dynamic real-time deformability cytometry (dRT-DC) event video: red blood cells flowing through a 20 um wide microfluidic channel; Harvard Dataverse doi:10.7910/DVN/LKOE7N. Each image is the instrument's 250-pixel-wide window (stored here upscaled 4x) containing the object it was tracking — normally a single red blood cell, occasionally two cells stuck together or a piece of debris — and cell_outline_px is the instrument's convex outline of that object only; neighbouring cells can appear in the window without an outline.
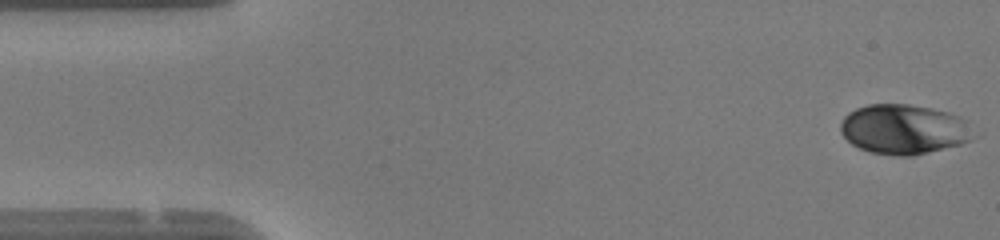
{"species": "human", "species_latin": "Homo sapiens", "temperature_condition": "warm", "stored_images_in_passage": 48, "camera_frame_rate_fps": 3000, "um_per_image_px": 0.085, "donor": {"sex": "female"}, "frame": {"image": 1, "passage_image": 1, "time_ms": 0.0, "image_size_px": [1000, 240], "cell_outline_px": [[968, 140], [960, 144], [912, 156], [892, 156], [872, 152], [860, 148], [852, 144], [840, 132], [840, 124], [844, 116], [848, 112], [856, 108], [868, 104], [908, 104], [948, 112], [960, 116], [968, 120]], "centroid_in_image_um": [76.75, 10.98], "position_along_channel_um": 8.3, "area_um2": 38.15}}
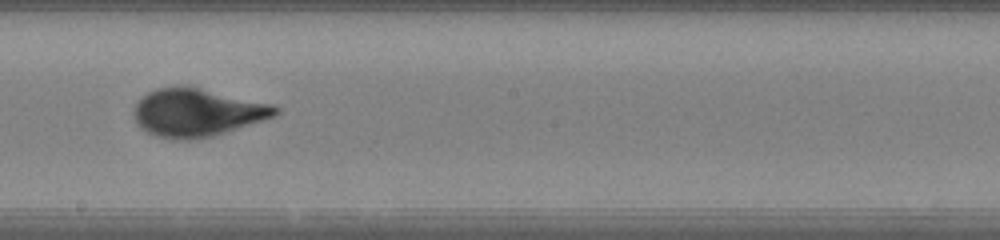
{"frame": {"image": 2, "passage_image": 26, "time_ms": 8.333, "image_size_px": [1000, 240], "cell_outline_px": [[280, 112], [276, 116], [200, 140], [172, 140], [156, 136], [140, 128], [136, 124], [132, 116], [132, 112], [136, 104], [148, 92], [156, 88], [184, 84], [276, 104], [280, 108]], "centroid_in_image_um": [16.76, 9.56], "position_along_channel_um": 231.4, "area_um2": 40.46}}
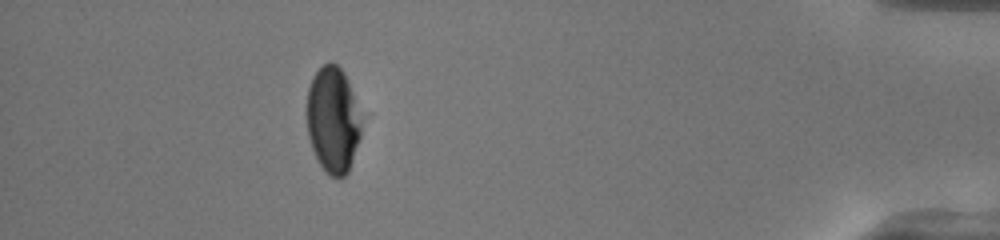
{"frame": {"image": 3, "passage_image": 43, "time_ms": 14.0, "image_size_px": [1000, 240], "cell_outline_px": [[360, 136], [348, 172], [344, 176], [328, 176], [320, 164], [312, 148], [308, 136], [308, 88], [312, 76], [328, 60], [336, 64], [344, 72], [352, 92], [360, 120]], "centroid_in_image_um": [28.28, 10.18], "position_along_channel_um": 406.9, "area_um2": 33.06}, "authors_computed_cell_mechanics": {"area_um2": 38.3503, "velocity_mm_per_s": 4.1588, "shape_relaxation_time_tau1_ms": 3.9197, "shape_relaxation_time_tau2_ms": null, "deformation_change_tau1": 0.1791, "deformation_change_tau2": null}}